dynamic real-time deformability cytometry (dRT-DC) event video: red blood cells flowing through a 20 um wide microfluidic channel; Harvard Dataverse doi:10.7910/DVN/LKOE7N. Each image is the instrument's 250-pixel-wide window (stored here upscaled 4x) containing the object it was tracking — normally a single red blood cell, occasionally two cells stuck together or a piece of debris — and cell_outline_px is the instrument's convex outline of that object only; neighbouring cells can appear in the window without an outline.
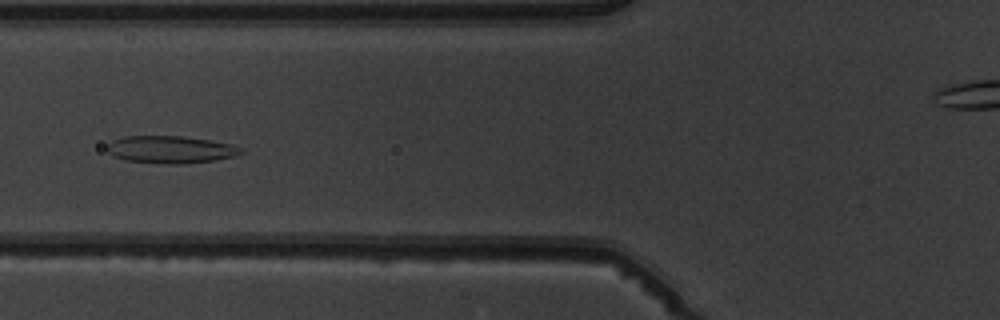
{"species": "common noctule bat (a hibernating species)", "species_latin": "Nyctalus noctula", "temperature_condition": "warm", "stored_images_in_passage": 6, "camera_frame_rate_fps": 3000, "um_per_image_px": 0.085, "animal": {"sex": "male", "body_mass_g": 19.5, "forearm_length_mm": 54.6}, "frame": {"image": 1, "passage_image": 5, "time_ms": 5.667, "image_size_px": [1000, 320], "cell_outline_px": [[244, 152], [236, 156], [212, 160], [184, 164], [168, 164], [124, 160], [112, 156], [108, 152], [108, 144], [112, 140], [124, 136], [184, 136], [232, 144], [240, 148]], "centroid_in_image_um": [14.48, 12.71], "position_along_channel_um": 111.3, "area_um2": 21.33}}
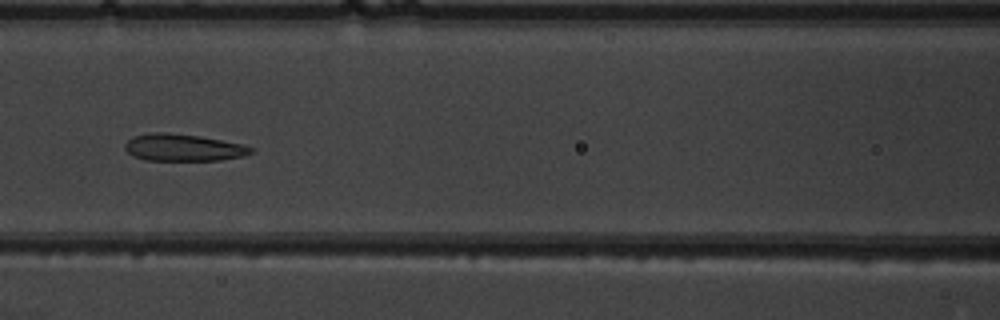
{"frame": {"image": 2, "passage_image": 6, "time_ms": 6.667, "image_size_px": [1000, 320], "cell_outline_px": [[252, 152], [244, 156], [220, 160], [144, 160], [132, 156], [124, 148], [124, 144], [132, 136], [148, 132], [164, 132], [200, 136], [244, 144], [252, 148]], "centroid_in_image_um": [15.53, 12.53], "position_along_channel_um": 151.1, "area_um2": 20.0}}